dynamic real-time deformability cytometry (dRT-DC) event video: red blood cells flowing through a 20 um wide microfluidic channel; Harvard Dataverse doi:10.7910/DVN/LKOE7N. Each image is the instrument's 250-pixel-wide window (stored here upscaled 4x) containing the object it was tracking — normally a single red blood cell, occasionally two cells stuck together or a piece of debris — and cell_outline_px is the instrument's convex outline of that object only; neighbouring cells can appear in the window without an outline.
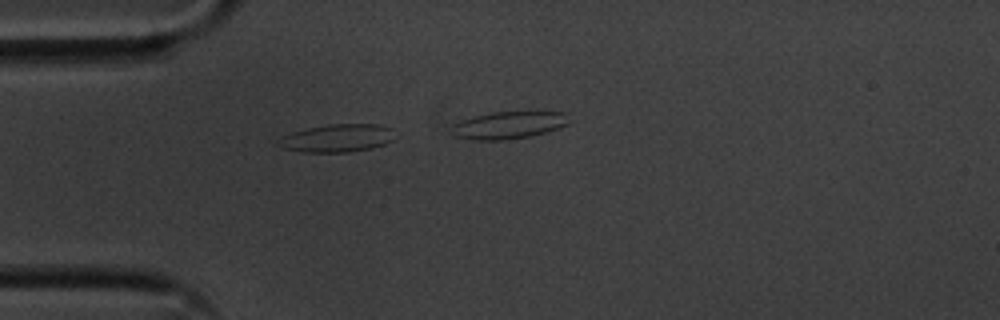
{"species": "common noctule bat (a hibernating species)", "species_latin": "Nyctalus noctula", "temperature_condition": "cold", "stored_images_in_passage": 5, "segment_of_instrument_passage": [1, 2], "camera_frame_rate_fps": 3000, "um_per_image_px": 0.085, "animal": {"sex": "male", "body_mass_g": 20.1, "forearm_length_mm": 53.5}, "frame": {"image": 1, "passage_image": 1, "time_ms": 0.0, "image_size_px": [1000, 320], "cell_outline_px": [[392, 140], [384, 144], [372, 148], [348, 152], [304, 152], [284, 148], [276, 144], [276, 140], [280, 136], [292, 132], [308, 128], [328, 124], [380, 124], [392, 128]], "centroid_in_image_um": [28.62, 11.74], "position_along_channel_um": 56.4, "area_um2": 18.96}}
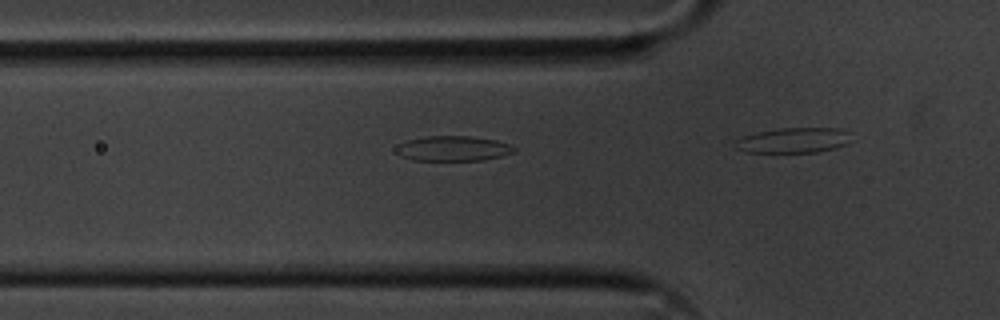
{"frame": {"image": 2, "passage_image": 4, "time_ms": 1.0, "image_size_px": [1000, 320], "cell_outline_px": [[516, 152], [484, 160], [412, 160], [400, 156], [400, 144], [408, 140], [428, 136], [468, 136], [496, 140], [508, 144], [516, 148]], "centroid_in_image_um": [38.58, 12.62], "position_along_channel_um": 87.2, "area_um2": 16.88}}